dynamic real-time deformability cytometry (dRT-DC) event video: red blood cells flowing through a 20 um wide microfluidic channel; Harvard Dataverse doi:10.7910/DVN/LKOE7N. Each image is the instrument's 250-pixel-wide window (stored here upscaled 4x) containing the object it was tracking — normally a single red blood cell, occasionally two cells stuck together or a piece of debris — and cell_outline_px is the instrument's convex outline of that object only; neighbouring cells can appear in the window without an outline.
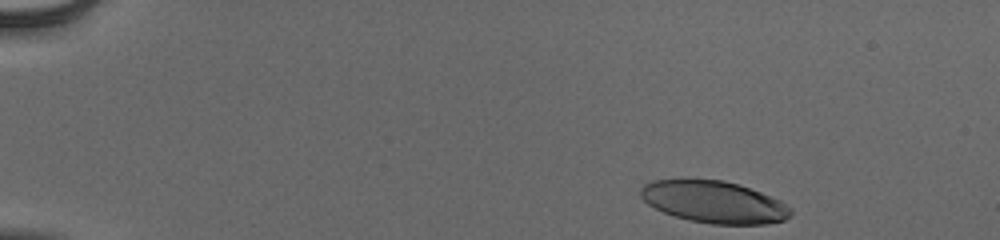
{"species": "human", "species_latin": "Homo sapiens", "temperature_condition": "cold", "stored_images_in_passage": 42, "camera_frame_rate_fps": 3000, "um_per_image_px": 0.085, "donor": {"sex": "male"}, "frame": {"image": 1, "passage_image": 1, "time_ms": 0.0, "image_size_px": [1000, 240], "cell_outline_px": [[792, 212], [784, 220], [768, 224], [712, 224], [688, 220], [664, 212], [648, 204], [640, 196], [640, 188], [644, 184], [652, 180], [724, 180], [772, 196], [780, 200], [792, 208]], "centroid_in_image_um": [60.7, 17.17], "position_along_channel_um": 24.3, "area_um2": 36.47}}
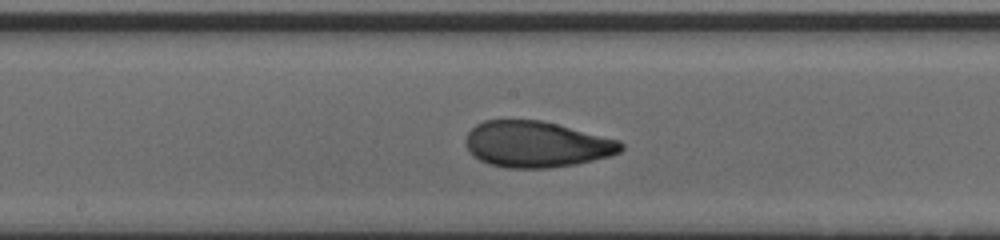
{"frame": {"image": 2, "passage_image": 24, "time_ms": 7.667, "image_size_px": [1000, 240], "cell_outline_px": [[624, 148], [620, 152], [608, 156], [576, 164], [548, 168], [508, 168], [488, 164], [480, 160], [468, 148], [468, 132], [476, 124], [484, 120], [540, 120], [620, 140], [624, 144]], "centroid_in_image_um": [45.64, 12.27], "position_along_channel_um": 202.6, "area_um2": 41.27}}
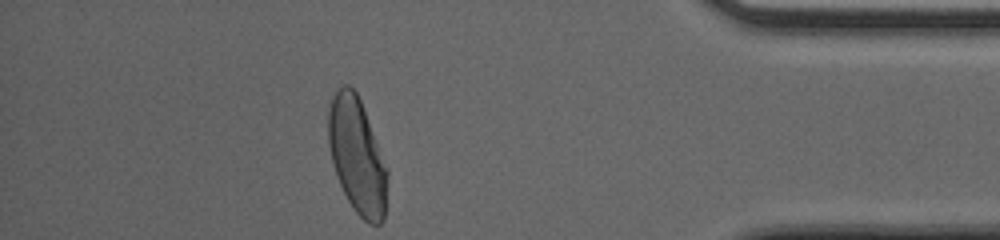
{"frame": {"image": 3, "passage_image": 42, "time_ms": 13.667, "image_size_px": [1000, 240], "cell_outline_px": [[388, 176], [384, 220], [380, 224], [368, 224], [352, 208], [336, 176], [328, 144], [328, 108], [332, 96], [344, 84], [348, 84], [356, 92], [360, 100], [388, 172]], "centroid_in_image_um": [30.34, 13.27], "position_along_channel_um": 404.9, "area_um2": 39.42}, "authors_computed_cell_mechanics": {"area_um2": 40.8646, "velocity_mm_per_s": 3.9064, "shape_relaxation_time_tau1_ms": 4.6498, "shape_relaxation_time_tau2_ms": 1.1886, "deformation_change_tau1": 0.202, "deformation_change_tau2": 0.0677}}